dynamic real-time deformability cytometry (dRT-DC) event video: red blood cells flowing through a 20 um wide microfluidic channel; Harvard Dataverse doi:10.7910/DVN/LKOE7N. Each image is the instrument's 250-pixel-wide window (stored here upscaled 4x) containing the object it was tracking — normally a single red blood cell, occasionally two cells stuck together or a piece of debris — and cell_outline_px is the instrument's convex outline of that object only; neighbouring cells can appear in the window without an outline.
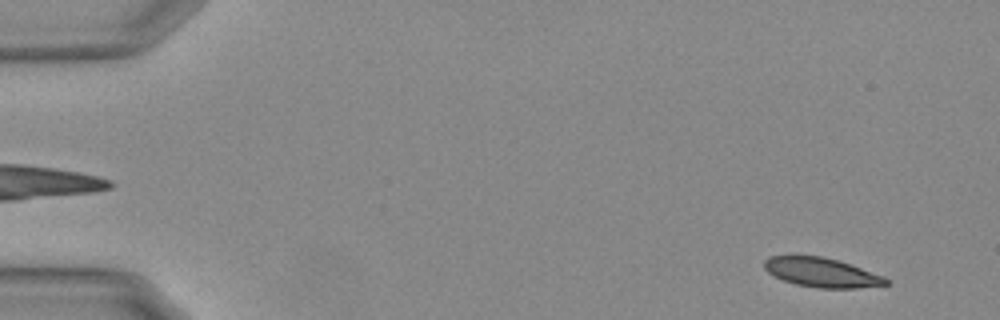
{"species": "Egyptian fruit bat (a non-hibernating species)", "species_latin": "Rousettus aegyptiacus", "temperature_condition": "warm", "stored_images_in_passage": 53, "segment_of_instrument_passage": [1, 2], "camera_frame_rate_fps": 3000, "um_per_image_px": 0.085, "animal": {"sex": "female"}, "frame": {"image": 1, "passage_image": 1, "time_ms": 0.0, "image_size_px": [1000, 320], "cell_outline_px": [[888, 284], [856, 288], [820, 288], [796, 284], [784, 280], [768, 272], [764, 268], [764, 260], [768, 256], [792, 252], [824, 256], [884, 276], [888, 280]], "centroid_in_image_um": [69.73, 23.1], "position_along_channel_um": 15.3, "area_um2": 21.21}}
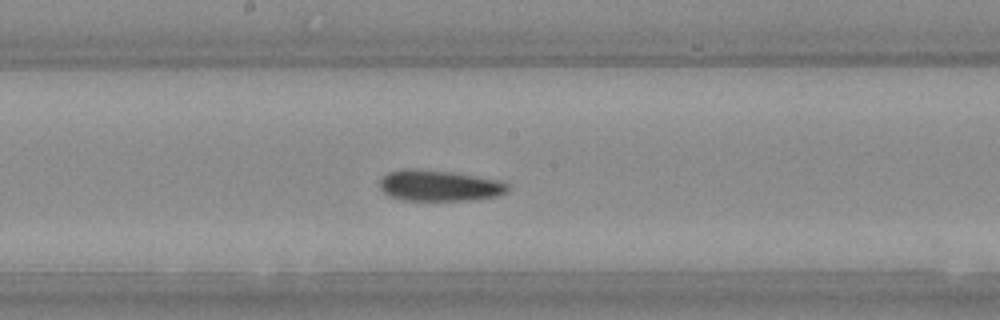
{"frame": {"image": 2, "passage_image": 27, "time_ms": 8.667, "image_size_px": [1000, 320], "cell_outline_px": [[508, 192], [496, 196], [476, 200], [404, 200], [388, 196], [380, 188], [380, 176], [388, 172], [404, 168], [408, 168], [452, 172], [500, 180], [508, 184]], "centroid_in_image_um": [37.32, 15.78], "position_along_channel_um": 210.9, "area_um2": 23.29}}
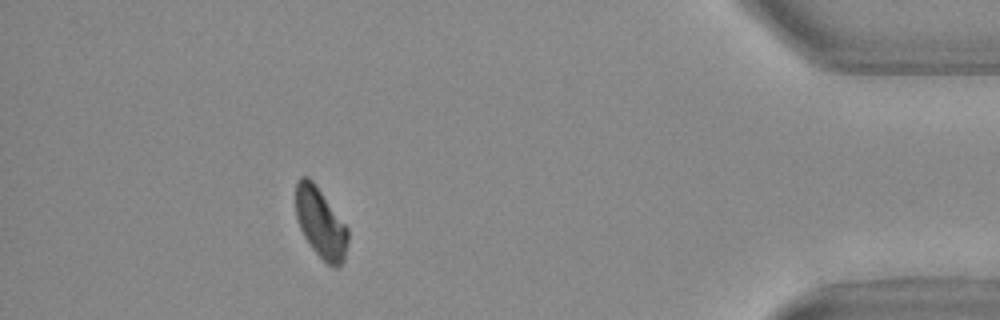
{"frame": {"image": 3, "passage_image": 47, "time_ms": 15.333, "image_size_px": [1000, 320], "cell_outline_px": [[348, 240], [344, 260], [336, 268], [332, 268], [312, 248], [304, 236], [296, 220], [296, 180], [300, 176], [308, 176], [312, 180], [348, 228]], "centroid_in_image_um": [27.24, 18.95], "position_along_channel_um": 408.0, "area_um2": 21.15}}